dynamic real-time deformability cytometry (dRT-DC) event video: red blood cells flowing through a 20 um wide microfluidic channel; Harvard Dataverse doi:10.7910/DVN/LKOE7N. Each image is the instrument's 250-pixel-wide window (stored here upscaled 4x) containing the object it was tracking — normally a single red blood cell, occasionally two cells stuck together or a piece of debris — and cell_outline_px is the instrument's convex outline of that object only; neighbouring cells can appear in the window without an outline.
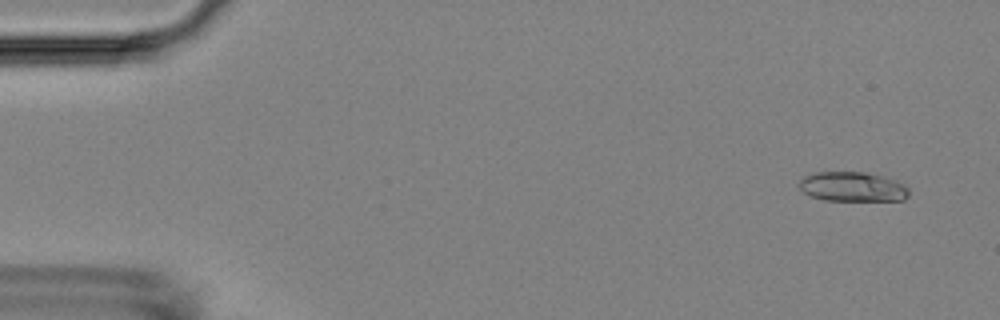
{"species": "Egyptian fruit bat (a non-hibernating species)", "species_latin": "Rousettus aegyptiacus", "temperature_condition": "room temperature", "stored_images_in_passage": 56, "camera_frame_rate_fps": 3000, "um_per_image_px": 0.085, "animal": {"sex": "female"}, "frame": {"image": 1, "passage_image": 4, "time_ms": 1.0, "image_size_px": [1000, 320], "cell_outline_px": [[908, 196], [904, 200], [824, 200], [812, 196], [804, 192], [796, 184], [804, 176], [812, 172], [864, 172], [896, 180], [904, 184], [908, 188]], "centroid_in_image_um": [72.44, 15.87], "position_along_channel_um": 12.6, "area_um2": 18.9}}
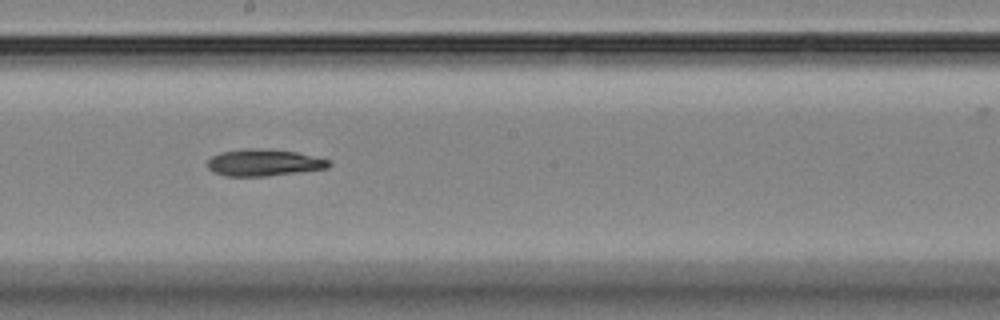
{"frame": {"image": 2, "passage_image": 31, "time_ms": 10.0, "image_size_px": [1000, 320], "cell_outline_px": [[332, 164], [328, 168], [268, 176], [224, 176], [212, 172], [208, 168], [208, 160], [212, 156], [220, 152], [248, 148], [252, 148], [296, 152], [328, 160]], "centroid_in_image_um": [22.38, 13.83], "position_along_channel_um": 225.8, "area_um2": 18.79}}
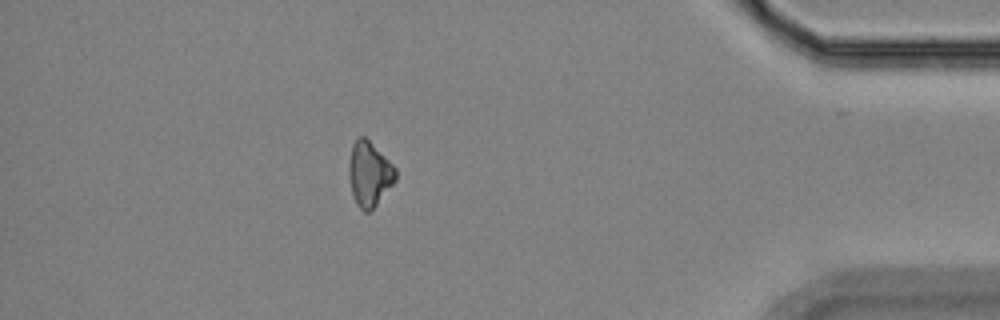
{"frame": {"image": 3, "passage_image": 49, "time_ms": 16.0, "image_size_px": [1000, 320], "cell_outline_px": [[396, 180], [376, 204], [368, 212], [364, 212], [356, 204], [352, 196], [348, 176], [348, 164], [352, 144], [360, 136], [364, 136], [396, 168]], "centroid_in_image_um": [31.36, 14.79], "position_along_channel_um": 403.8, "area_um2": 17.46}, "authors_computed_cell_mechanics": {"area_um2": 18.6405, "velocity_mm_per_s": 3.6489, "shape_relaxation_time_tau1_ms": 9.4287, "shape_relaxation_time_tau2_ms": null, "deformation_change_tau1": 0.1511, "deformation_change_tau2": null}}